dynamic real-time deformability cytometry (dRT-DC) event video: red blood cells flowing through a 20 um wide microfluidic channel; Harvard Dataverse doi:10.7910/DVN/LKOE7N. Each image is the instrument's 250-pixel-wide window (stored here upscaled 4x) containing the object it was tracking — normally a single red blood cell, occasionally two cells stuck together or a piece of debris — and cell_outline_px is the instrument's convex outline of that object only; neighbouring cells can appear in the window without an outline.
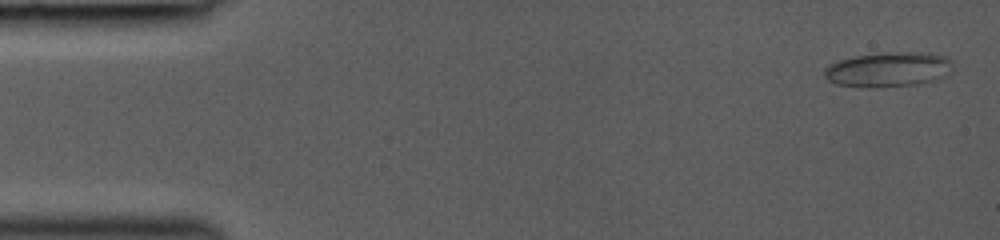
{"species": "common noctule bat (a hibernating species)", "species_latin": "Nyctalus noctula", "temperature_condition": "room temperature", "stored_images_in_passage": 11, "segment_of_instrument_passage": [1, 2], "camera_frame_rate_fps": 3000, "um_per_image_px": 0.085, "animal": {"sex": "female", "body_mass_g": 19.0, "forearm_length_mm": 53.3}, "frame": {"image": 1, "passage_image": 1, "time_ms": 0.0, "image_size_px": [1000, 240], "cell_outline_px": [[952, 72], [936, 80], [920, 84], [876, 88], [868, 88], [836, 84], [828, 80], [824, 76], [824, 68], [840, 60], [856, 56], [908, 52], [928, 52], [948, 56], [952, 60]], "centroid_in_image_um": [75.58, 5.93], "position_along_channel_um": 9.4, "area_um2": 26.18}}
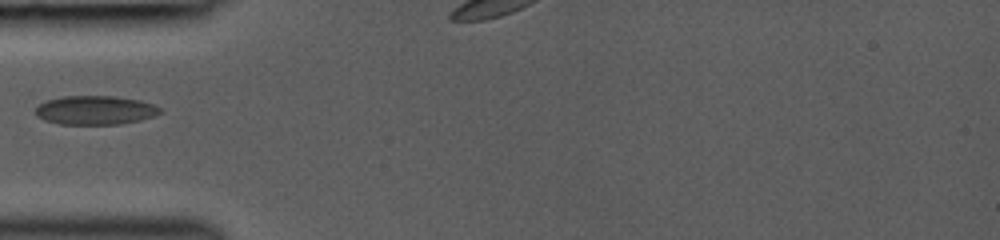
{"frame": {"image": 2, "passage_image": 7, "time_ms": 4.667, "image_size_px": [1000, 240], "cell_outline_px": [[164, 112], [156, 116], [140, 120], [120, 124], [60, 124], [44, 120], [36, 116], [36, 108], [40, 104], [48, 100], [64, 96], [112, 96], [140, 100], [152, 104], [160, 108]], "centroid_in_image_um": [8.13, 9.37], "position_along_channel_um": 76.9, "area_um2": 20.98}}
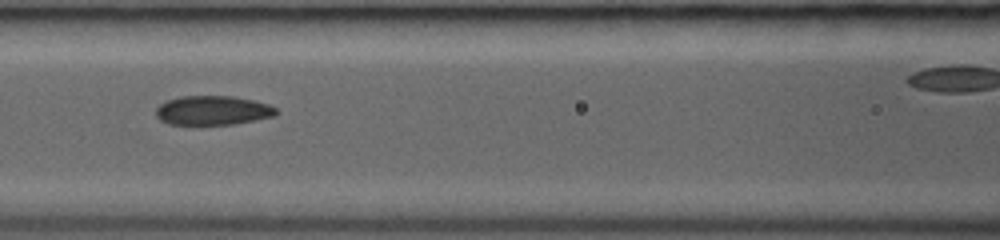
{"frame": {"image": 3, "passage_image": 9, "time_ms": 6.333, "image_size_px": [1000, 240], "cell_outline_px": [[280, 112], [276, 116], [256, 120], [232, 124], [200, 128], [168, 124], [160, 120], [156, 116], [156, 108], [160, 104], [168, 100], [180, 96], [232, 96], [252, 100], [268, 104], [276, 108]], "centroid_in_image_um": [18.06, 9.44], "position_along_channel_um": 148.5, "area_um2": 21.44}}